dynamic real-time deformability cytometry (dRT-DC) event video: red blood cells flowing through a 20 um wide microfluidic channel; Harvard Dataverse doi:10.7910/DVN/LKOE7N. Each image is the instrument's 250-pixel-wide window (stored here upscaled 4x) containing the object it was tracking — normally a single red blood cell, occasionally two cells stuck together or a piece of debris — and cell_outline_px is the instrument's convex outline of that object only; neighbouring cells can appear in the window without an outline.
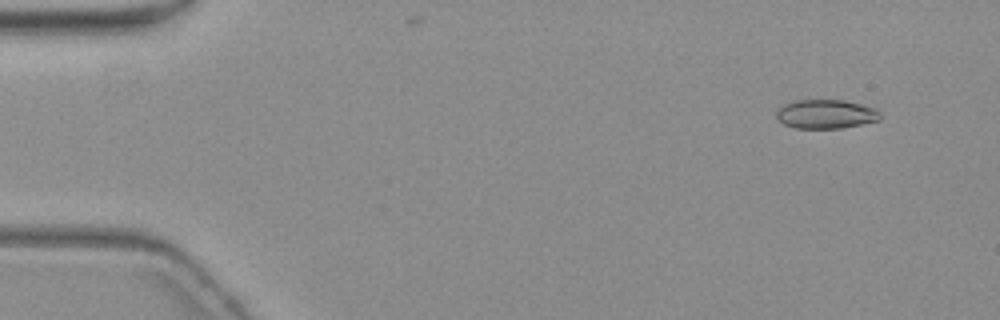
{"species": "common noctule bat (a hibernating species)", "species_latin": "Nyctalus noctula", "temperature_condition": "warm", "stored_images_in_passage": 9, "camera_frame_rate_fps": 3000, "um_per_image_px": 0.085, "animal": {"sex": "female", "body_mass_g": 19.3, "forearm_length_mm": 54.1}, "frame": {"image": 1, "passage_image": 2, "time_ms": 1.0, "image_size_px": [1000, 320], "cell_outline_px": [[880, 120], [840, 128], [796, 128], [784, 124], [776, 120], [776, 112], [784, 104], [796, 100], [844, 100], [876, 108], [880, 112]], "centroid_in_image_um": [70.18, 9.69], "position_along_channel_um": 14.8, "area_um2": 17.51}}
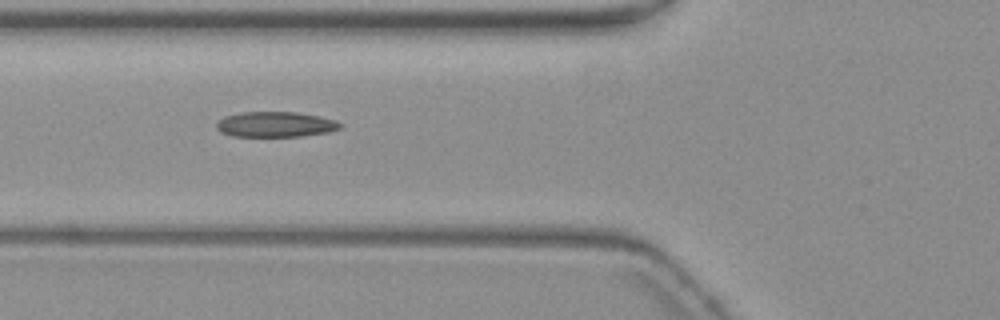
{"frame": {"image": 2, "passage_image": 6, "time_ms": 6.667, "image_size_px": [1000, 320], "cell_outline_px": [[344, 124], [340, 128], [328, 132], [300, 136], [232, 136], [220, 132], [216, 128], [216, 124], [224, 116], [240, 112], [296, 112], [320, 116], [336, 120]], "centroid_in_image_um": [23.42, 10.57], "position_along_channel_um": 102.4, "area_um2": 18.32}}
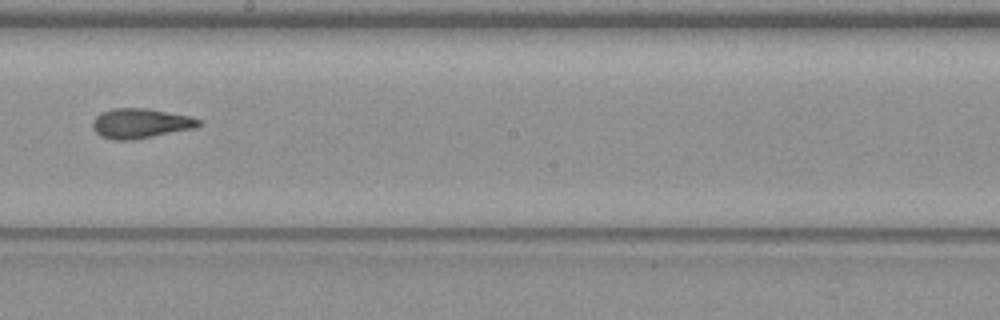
{"frame": {"image": 3, "passage_image": 9, "time_ms": 10.333, "image_size_px": [1000, 320], "cell_outline_px": [[204, 124], [196, 128], [132, 140], [112, 140], [100, 136], [96, 132], [92, 124], [92, 120], [100, 112], [112, 108], [148, 108], [192, 116], [200, 120]], "centroid_in_image_um": [11.96, 10.48], "position_along_channel_um": 236.2, "area_um2": 18.73}}